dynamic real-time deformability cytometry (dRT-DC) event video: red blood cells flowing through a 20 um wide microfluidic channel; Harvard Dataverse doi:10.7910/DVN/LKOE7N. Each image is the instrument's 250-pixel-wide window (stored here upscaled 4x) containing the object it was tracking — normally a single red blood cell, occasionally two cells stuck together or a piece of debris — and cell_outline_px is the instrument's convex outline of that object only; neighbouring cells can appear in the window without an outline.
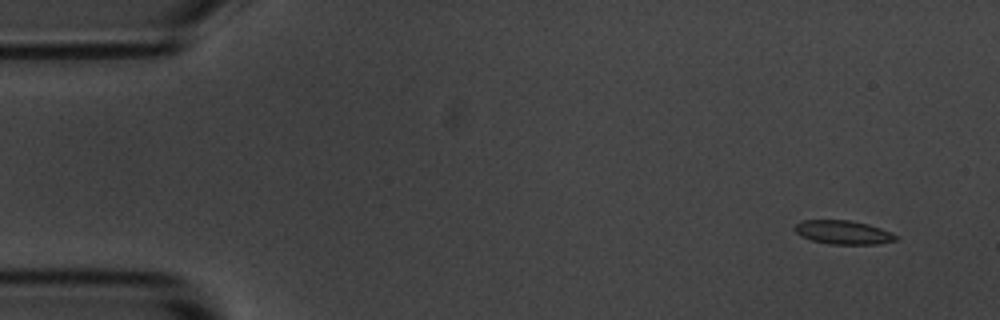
{"species": "common noctule bat (a hibernating species)", "species_latin": "Nyctalus noctula", "temperature_condition": "room temperature", "stored_images_in_passage": 6, "camera_frame_rate_fps": 3000, "um_per_image_px": 0.085, "animal": {"sex": "male", "body_mass_g": 20.1, "forearm_length_mm": 53.5}, "frame": {"image": 1, "passage_image": 1, "time_ms": 0.0, "image_size_px": [1000, 320], "cell_outline_px": [[896, 240], [880, 244], [828, 244], [812, 240], [800, 236], [796, 232], [796, 224], [800, 220], [848, 220], [868, 224], [892, 232], [896, 236]], "centroid_in_image_um": [71.67, 19.75], "position_along_channel_um": 13.3, "area_um2": 13.93}}
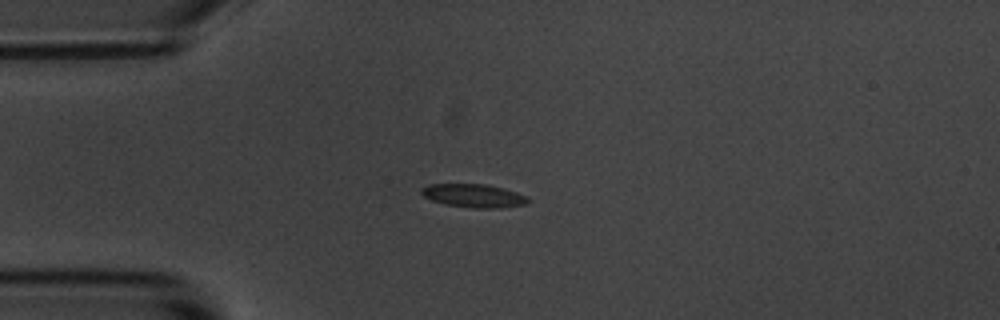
{"frame": {"image": 2, "passage_image": 4, "time_ms": 3.333, "image_size_px": [1000, 320], "cell_outline_px": [[532, 200], [528, 204], [496, 208], [476, 208], [444, 204], [432, 200], [424, 196], [420, 192], [420, 188], [428, 184], [488, 184], [504, 188], [528, 196]], "centroid_in_image_um": [40.3, 16.63], "position_along_channel_um": 44.7, "area_um2": 14.68}}
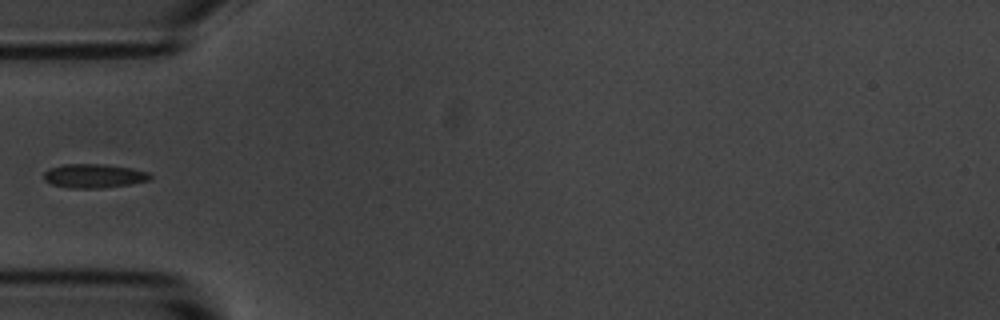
{"frame": {"image": 3, "passage_image": 5, "time_ms": 4.667, "image_size_px": [1000, 320], "cell_outline_px": [[152, 176], [148, 180], [132, 184], [100, 188], [68, 188], [52, 184], [44, 180], [44, 172], [52, 168], [64, 164], [104, 164], [132, 168], [148, 172]], "centroid_in_image_um": [7.99, 14.95], "position_along_channel_um": 77.0, "area_um2": 14.8}}